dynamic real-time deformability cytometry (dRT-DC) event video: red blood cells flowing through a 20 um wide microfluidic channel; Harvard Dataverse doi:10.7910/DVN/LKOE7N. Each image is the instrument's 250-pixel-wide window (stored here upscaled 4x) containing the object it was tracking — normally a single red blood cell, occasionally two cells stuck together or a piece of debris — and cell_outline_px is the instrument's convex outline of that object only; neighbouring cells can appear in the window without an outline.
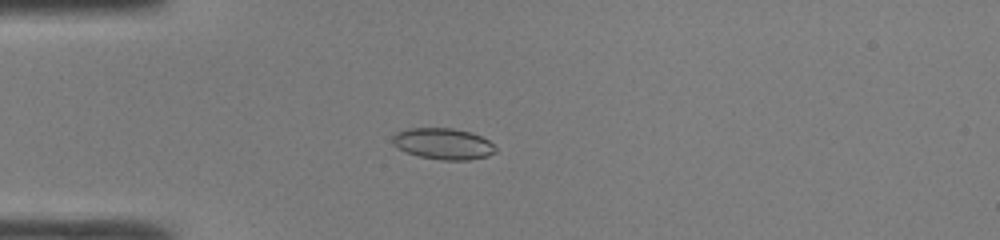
{"species": "common noctule bat (a hibernating species)", "species_latin": "Nyctalus noctula", "temperature_condition": "room temperature", "stored_images_in_passage": 39, "camera_frame_rate_fps": 3000, "um_per_image_px": 0.085, "animal": {"sex": "male", "body_mass_g": 19.0, "forearm_length_mm": 50.8}, "frame": {"image": 1, "passage_image": 11, "time_ms": 3.333, "image_size_px": [1000, 240], "cell_outline_px": [[496, 152], [488, 156], [468, 160], [440, 160], [420, 156], [408, 152], [392, 144], [392, 136], [396, 132], [408, 128], [452, 128], [468, 132], [480, 136], [488, 140], [496, 148]], "centroid_in_image_um": [37.67, 12.22], "position_along_channel_um": 47.3, "area_um2": 18.61}}
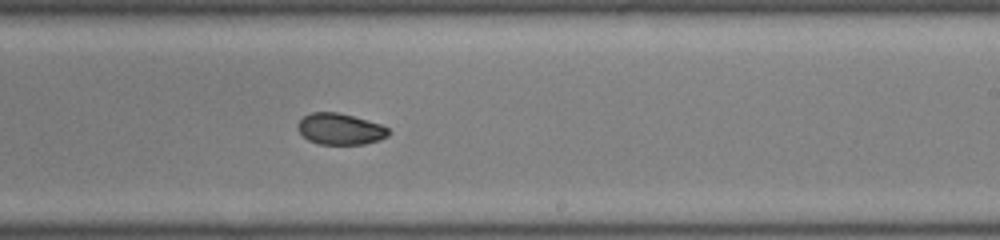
{"frame": {"image": 2, "passage_image": 27, "time_ms": 8.667, "image_size_px": [1000, 240], "cell_outline_px": [[388, 136], [380, 140], [364, 144], [320, 144], [308, 140], [296, 128], [300, 120], [304, 116], [312, 112], [340, 112], [380, 124], [388, 128]], "centroid_in_image_um": [28.91, 10.96], "position_along_channel_um": 260.1, "area_um2": 16.47}}
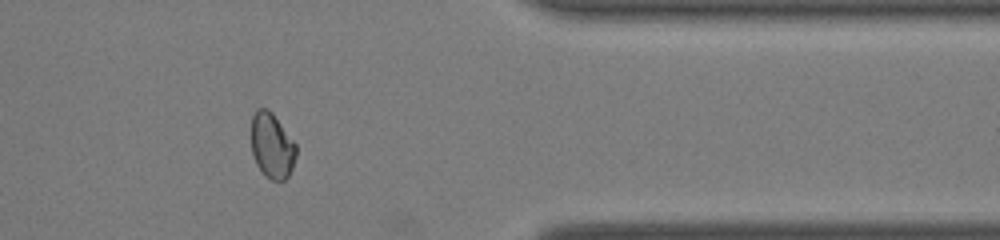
{"frame": {"image": 3, "passage_image": 37, "time_ms": 12.0, "image_size_px": [1000, 240], "cell_outline_px": [[296, 156], [292, 168], [288, 176], [284, 180], [272, 180], [264, 176], [256, 164], [252, 152], [252, 116], [256, 108], [268, 108], [272, 112], [296, 144]], "centroid_in_image_um": [23.11, 12.38], "position_along_channel_um": 388.3, "area_um2": 17.11}, "authors_computed_cell_mechanics": {"area_um2": 17.7446, "velocity_mm_per_s": 4.3034, "shape_relaxation_time_tau1_ms": null, "shape_relaxation_time_tau2_ms": 2.9598, "deformation_change_tau1": null, "deformation_change_tau2": 0.051}}